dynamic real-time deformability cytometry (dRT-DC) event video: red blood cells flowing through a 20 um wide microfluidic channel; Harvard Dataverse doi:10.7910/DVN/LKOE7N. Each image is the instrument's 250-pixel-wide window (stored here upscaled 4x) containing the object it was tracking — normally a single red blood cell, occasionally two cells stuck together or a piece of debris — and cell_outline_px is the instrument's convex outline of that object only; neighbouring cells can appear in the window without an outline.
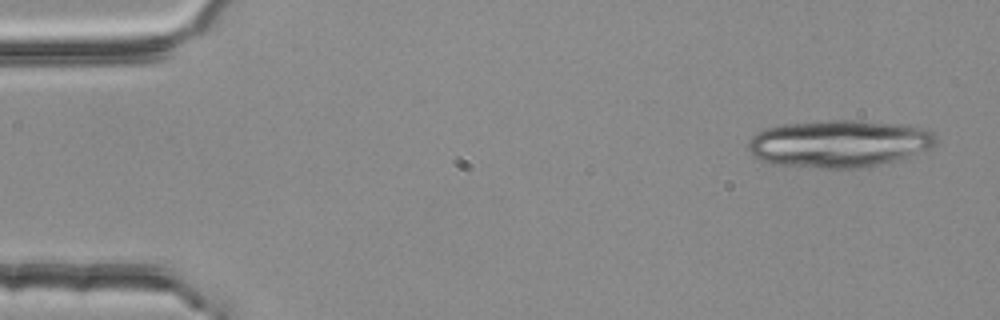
{"species": "common noctule bat (a hibernating species)", "species_latin": "Nyctalus noctula", "temperature_condition": "room temperature", "stored_images_in_passage": 6, "segment_of_instrument_passage": [1, 2], "camera_frame_rate_fps": 3000, "um_per_image_px": 0.085, "animal": {"sex": "female", "body_mass_g": 25.1}, "frame": {"image": 1, "passage_image": 1, "time_ms": 0.0, "image_size_px": [1000, 320], "cell_outline_px": [[936, 140], [928, 148], [900, 160], [856, 168], [820, 168], [772, 164], [756, 156], [748, 148], [748, 140], [752, 136], [768, 128], [784, 124], [820, 120], [856, 120], [900, 124], [928, 128], [936, 136]], "centroid_in_image_um": [71.34, 12.19], "position_along_channel_um": 13.7, "area_um2": 51.5}}